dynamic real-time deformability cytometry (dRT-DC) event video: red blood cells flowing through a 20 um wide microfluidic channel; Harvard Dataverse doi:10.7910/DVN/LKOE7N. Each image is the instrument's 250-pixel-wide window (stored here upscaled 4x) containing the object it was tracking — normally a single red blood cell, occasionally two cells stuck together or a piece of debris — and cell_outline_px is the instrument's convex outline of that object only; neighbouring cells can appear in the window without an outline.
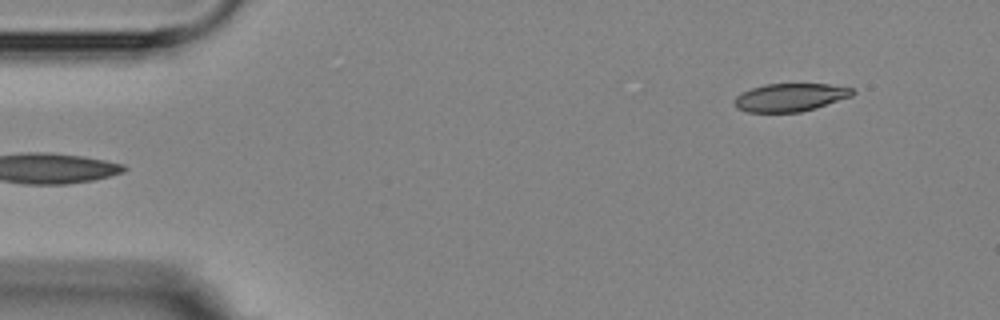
{"species": "Egyptian fruit bat (a non-hibernating species)", "species_latin": "Rousettus aegyptiacus", "temperature_condition": "room temperature", "stored_images_in_passage": 5, "segment_of_instrument_passage": [2, 2], "camera_frame_rate_fps": 3000, "um_per_image_px": 0.085, "animal": {"sex": "female"}, "frame": {"image": 1, "passage_image": 5, "time_ms": 5.333, "image_size_px": [1000, 320], "cell_outline_px": [[856, 92], [852, 96], [816, 108], [800, 112], [748, 112], [736, 108], [732, 104], [732, 100], [740, 92], [764, 84], [828, 84], [852, 88]], "centroid_in_image_um": [67.12, 8.28], "position_along_channel_um": 17.9, "area_um2": 19.48}}